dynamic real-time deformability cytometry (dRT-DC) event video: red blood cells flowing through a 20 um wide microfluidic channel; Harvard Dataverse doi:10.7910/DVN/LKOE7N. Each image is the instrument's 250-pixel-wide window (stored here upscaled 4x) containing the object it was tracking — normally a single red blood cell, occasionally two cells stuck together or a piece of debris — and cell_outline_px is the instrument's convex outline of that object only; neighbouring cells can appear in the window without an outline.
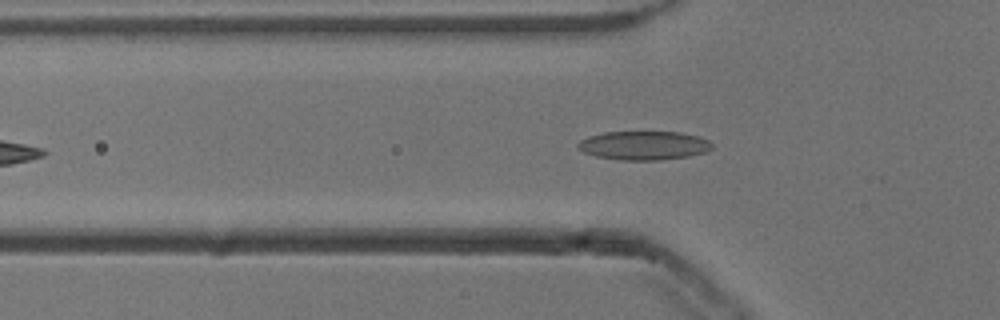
{"species": "common noctule bat (a hibernating species)", "species_latin": "Nyctalus noctula", "temperature_condition": "cold", "stored_images_in_passage": 20, "camera_frame_rate_fps": 3000, "um_per_image_px": 0.085, "animal": {"sex": "male", "body_mass_g": 13.3}, "frame": {"image": 1, "passage_image": 6, "time_ms": 1.667, "image_size_px": [1000, 320], "cell_outline_px": [[712, 148], [708, 152], [688, 156], [660, 160], [620, 160], [596, 156], [584, 152], [576, 148], [576, 144], [580, 140], [588, 136], [604, 132], [680, 132], [700, 136], [708, 140], [712, 144]], "centroid_in_image_um": [54.73, 12.36], "position_along_channel_um": 71.1, "area_um2": 22.72}}
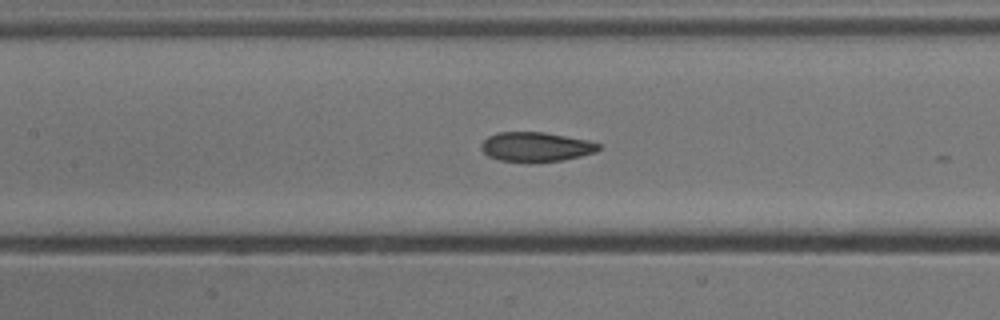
{"frame": {"image": 2, "passage_image": 13, "time_ms": 4.0, "image_size_px": [1000, 320], "cell_outline_px": [[600, 148], [596, 152], [580, 156], [560, 160], [500, 160], [488, 156], [480, 148], [480, 144], [488, 136], [496, 132], [544, 132], [588, 140], [600, 144]], "centroid_in_image_um": [45.54, 12.44], "position_along_channel_um": 161.9, "area_um2": 19.65}}
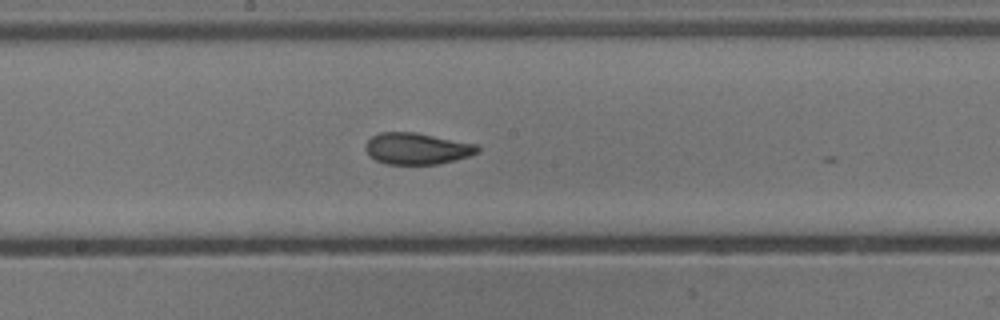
{"frame": {"image": 3, "passage_image": 17, "time_ms": 5.333, "image_size_px": [1000, 320], "cell_outline_px": [[480, 152], [456, 160], [436, 164], [388, 164], [376, 160], [368, 156], [364, 148], [364, 144], [372, 136], [380, 132], [416, 132], [476, 144], [480, 148]], "centroid_in_image_um": [35.42, 12.63], "position_along_channel_um": 212.8, "area_um2": 20.69}}